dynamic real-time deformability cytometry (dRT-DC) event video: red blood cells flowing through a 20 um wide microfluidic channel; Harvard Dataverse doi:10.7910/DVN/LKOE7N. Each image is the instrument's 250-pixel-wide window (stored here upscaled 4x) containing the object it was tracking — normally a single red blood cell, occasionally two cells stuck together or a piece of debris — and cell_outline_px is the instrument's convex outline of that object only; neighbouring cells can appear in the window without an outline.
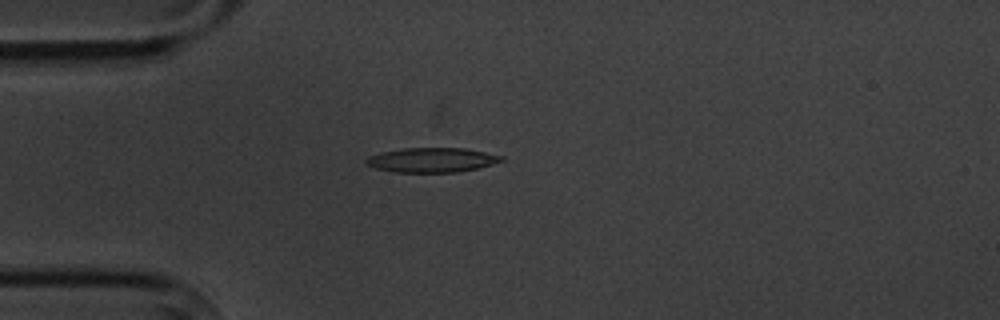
{"species": "common noctule bat (a hibernating species)", "species_latin": "Nyctalus noctula", "temperature_condition": "cold", "stored_images_in_passage": 5, "camera_frame_rate_fps": 3000, "um_per_image_px": 0.085, "animal": {"sex": "male", "body_mass_g": 20.1, "forearm_length_mm": 53.5}, "frame": {"image": 1, "passage_image": 5, "time_ms": 4.667, "image_size_px": [1000, 320], "cell_outline_px": [[504, 160], [492, 164], [476, 168], [456, 172], [392, 172], [376, 168], [368, 164], [364, 160], [368, 156], [380, 152], [404, 148], [464, 148], [504, 156]], "centroid_in_image_um": [36.69, 13.59], "position_along_channel_um": 48.3, "area_um2": 19.25}}